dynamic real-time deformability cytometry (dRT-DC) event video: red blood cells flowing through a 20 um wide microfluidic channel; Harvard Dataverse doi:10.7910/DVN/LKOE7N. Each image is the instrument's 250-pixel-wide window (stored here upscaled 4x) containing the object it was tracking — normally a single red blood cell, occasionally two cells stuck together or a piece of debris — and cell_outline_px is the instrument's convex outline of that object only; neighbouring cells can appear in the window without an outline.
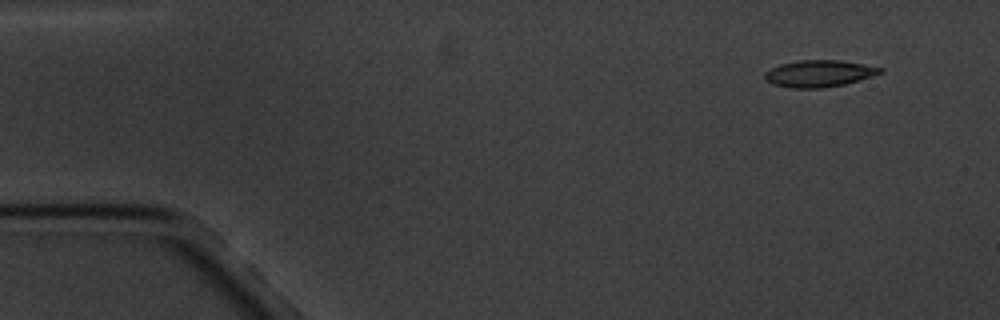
{"species": "common noctule bat (a hibernating species)", "species_latin": "Nyctalus noctula", "temperature_condition": "cold", "stored_images_in_passage": 4, "camera_frame_rate_fps": 3000, "um_per_image_px": 0.085, "animal": {"sex": "male", "body_mass_g": 20.1, "forearm_length_mm": 53.5}, "frame": {"image": 1, "passage_image": 1, "time_ms": 0.0, "image_size_px": [1000, 320], "cell_outline_px": [[884, 72], [844, 84], [820, 88], [788, 88], [772, 84], [764, 76], [764, 72], [780, 64], [800, 60], [840, 60], [884, 68]], "centroid_in_image_um": [69.6, 6.25], "position_along_channel_um": 15.4, "area_um2": 17.86}}